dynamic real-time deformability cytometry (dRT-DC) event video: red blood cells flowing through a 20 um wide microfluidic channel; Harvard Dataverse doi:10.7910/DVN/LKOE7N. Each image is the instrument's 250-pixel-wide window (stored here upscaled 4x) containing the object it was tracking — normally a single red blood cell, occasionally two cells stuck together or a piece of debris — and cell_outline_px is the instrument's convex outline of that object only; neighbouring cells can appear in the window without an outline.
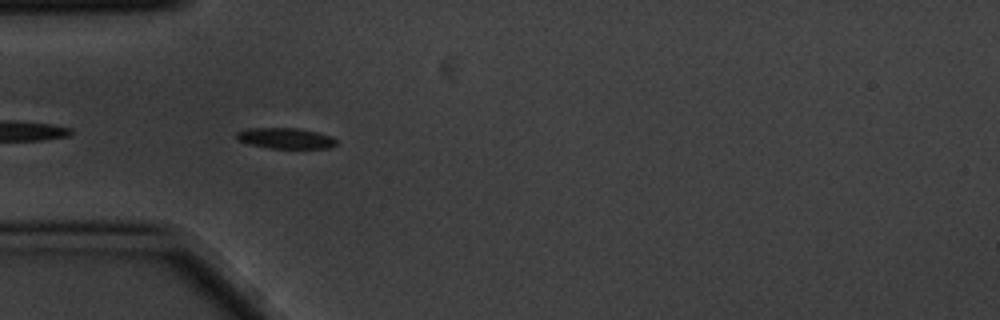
{"species": "common noctule bat (a hibernating species)", "species_latin": "Nyctalus noctula", "temperature_condition": "cold", "stored_images_in_passage": 7, "segment_of_instrument_passage": [2, 2], "camera_frame_rate_fps": 3000, "um_per_image_px": 0.085, "animal": {"sex": "male", "body_mass_g": 20.1, "forearm_length_mm": 53.5}, "frame": {"image": 1, "passage_image": 6, "time_ms": 1.667, "image_size_px": [1000, 320], "cell_outline_px": [[336, 144], [328, 148], [268, 148], [248, 144], [236, 140], [236, 132], [248, 128], [296, 128], [316, 132], [332, 136], [336, 140]], "centroid_in_image_um": [24.22, 11.75], "position_along_channel_um": 60.8, "area_um2": 12.08}}